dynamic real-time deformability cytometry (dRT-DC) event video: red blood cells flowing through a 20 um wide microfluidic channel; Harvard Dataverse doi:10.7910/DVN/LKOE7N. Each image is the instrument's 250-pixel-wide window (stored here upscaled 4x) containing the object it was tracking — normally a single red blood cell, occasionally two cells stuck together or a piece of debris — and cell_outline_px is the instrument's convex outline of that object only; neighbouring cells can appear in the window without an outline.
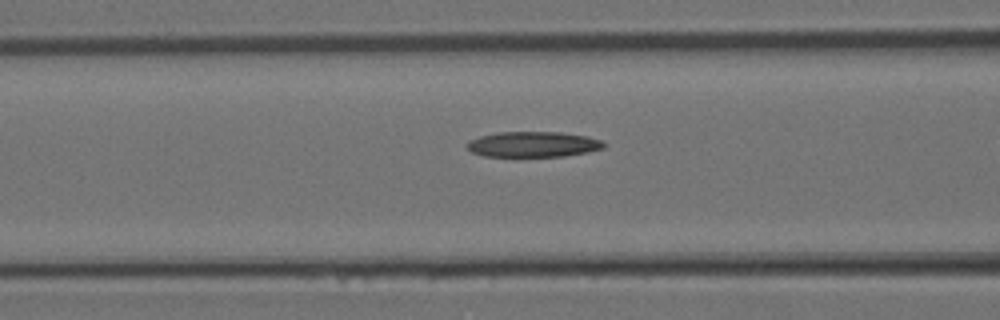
{"species": "Egyptian fruit bat (a non-hibernating species)", "species_latin": "Rousettus aegyptiacus", "temperature_condition": "room temperature", "stored_images_in_passage": 6, "camera_frame_rate_fps": 3000, "um_per_image_px": 0.085, "animal": {"sex": "female"}, "frame": {"image": 1, "passage_image": 5, "time_ms": 1.333, "image_size_px": [1000, 320], "cell_outline_px": [[604, 148], [564, 156], [512, 160], [484, 156], [472, 152], [468, 148], [468, 140], [480, 136], [500, 132], [560, 132], [588, 136], [600, 140], [604, 144]], "centroid_in_image_um": [45.24, 12.32], "position_along_channel_um": 121.4, "area_um2": 21.21}}